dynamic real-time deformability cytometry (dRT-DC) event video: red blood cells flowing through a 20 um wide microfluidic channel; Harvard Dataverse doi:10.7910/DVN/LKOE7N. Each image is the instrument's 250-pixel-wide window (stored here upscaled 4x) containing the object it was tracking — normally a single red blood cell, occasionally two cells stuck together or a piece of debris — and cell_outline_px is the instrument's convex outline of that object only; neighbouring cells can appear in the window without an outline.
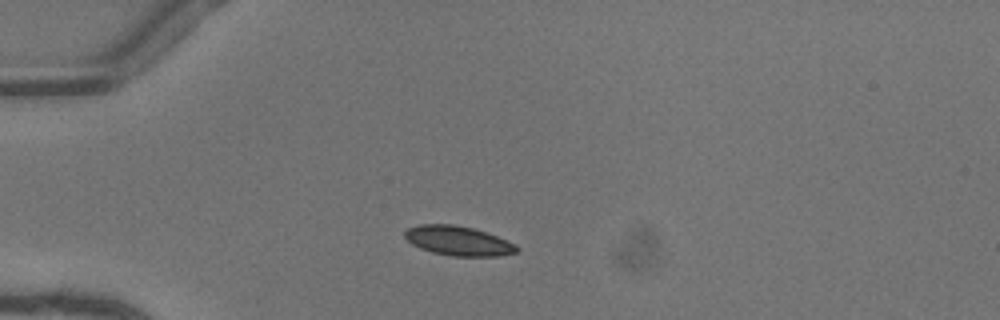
{"species": "common noctule bat (a hibernating species)", "species_latin": "Nyctalus noctula", "temperature_condition": "warm", "stored_images_in_passage": 32, "camera_frame_rate_fps": 3000, "um_per_image_px": 0.085, "animal": {"sex": "female"}, "frame": {"image": 1, "passage_image": 1, "time_ms": 0.0, "image_size_px": [1000, 320], "cell_outline_px": [[520, 248], [516, 252], [496, 256], [452, 256], [432, 252], [420, 248], [412, 244], [404, 236], [404, 232], [408, 228], [420, 224], [452, 224], [472, 228], [496, 236], [516, 244]], "centroid_in_image_um": [38.93, 20.47], "position_along_channel_um": 46.1, "area_um2": 19.07}}
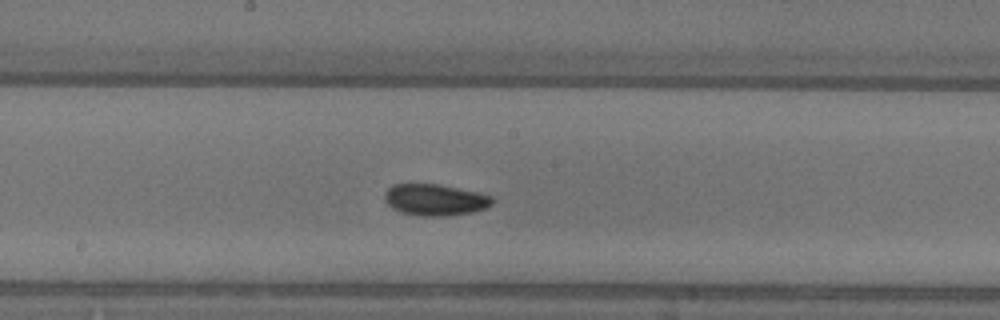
{"frame": {"image": 2, "passage_image": 15, "time_ms": 4.667, "image_size_px": [1000, 320], "cell_outline_px": [[492, 204], [488, 208], [472, 212], [448, 216], [420, 216], [400, 212], [392, 208], [384, 200], [384, 192], [392, 184], [412, 180], [440, 184], [476, 192], [492, 196]], "centroid_in_image_um": [36.9, 16.94], "position_along_channel_um": 211.3, "area_um2": 20.58}}
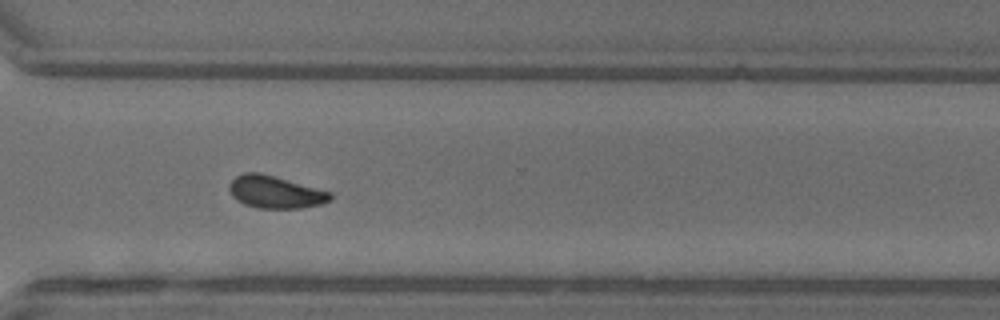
{"frame": {"image": 3, "passage_image": 25, "time_ms": 8.0, "image_size_px": [1000, 320], "cell_outline_px": [[332, 200], [324, 204], [300, 208], [260, 208], [244, 204], [236, 200], [232, 196], [228, 188], [228, 184], [236, 176], [244, 172], [260, 172], [332, 192]], "centroid_in_image_um": [23.4, 16.32], "position_along_channel_um": 347.2, "area_um2": 19.25}, "authors_computed_cell_mechanics": {"area_um2": 19.1029, "velocity_mm_per_s": 4.0853, "shape_relaxation_time_tau1_ms": 2.4344, "shape_relaxation_time_tau2_ms": 5.1795, "deformation_change_tau1": 0.0786, "deformation_change_tau2": 0.072}}